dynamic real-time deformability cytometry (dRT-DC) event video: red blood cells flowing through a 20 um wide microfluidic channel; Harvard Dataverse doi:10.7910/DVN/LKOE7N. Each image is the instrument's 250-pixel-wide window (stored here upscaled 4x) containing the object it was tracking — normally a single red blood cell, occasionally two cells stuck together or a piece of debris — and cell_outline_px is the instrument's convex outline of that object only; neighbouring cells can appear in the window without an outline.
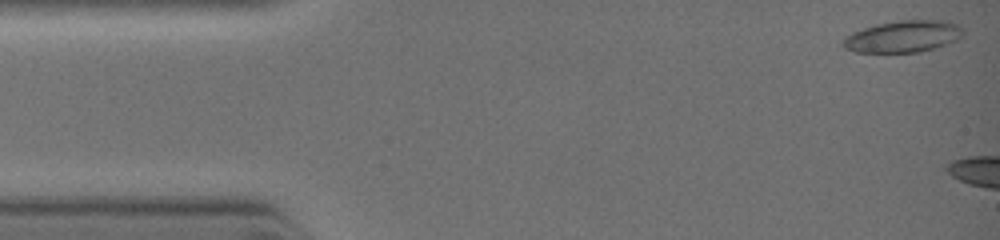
{"species": "common noctule bat (a hibernating species)", "species_latin": "Nyctalus noctula", "temperature_condition": "warm", "stored_images_in_passage": 6, "camera_frame_rate_fps": 3000, "um_per_image_px": 0.085, "animal": {"sex": "female", "body_mass_g": 19.0, "forearm_length_mm": 51.5}, "frame": {"image": 1, "passage_image": 1, "time_ms": 0.0, "image_size_px": [1000, 240], "cell_outline_px": [[964, 32], [956, 40], [920, 52], [856, 52], [844, 48], [840, 44], [840, 40], [844, 36], [852, 32], [876, 24], [900, 20], [948, 20], [964, 28]], "centroid_in_image_um": [76.71, 3.09], "position_along_channel_um": 8.3, "area_um2": 22.31}}